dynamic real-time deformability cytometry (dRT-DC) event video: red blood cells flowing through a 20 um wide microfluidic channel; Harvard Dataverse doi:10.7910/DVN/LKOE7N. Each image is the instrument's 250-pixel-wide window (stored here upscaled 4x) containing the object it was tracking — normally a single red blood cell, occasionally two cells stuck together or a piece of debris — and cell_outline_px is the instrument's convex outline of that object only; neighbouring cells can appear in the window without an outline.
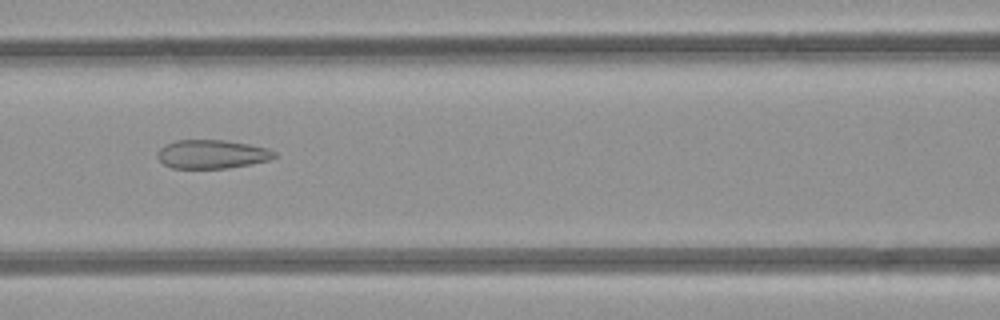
{"species": "common noctule bat (a hibernating species)", "species_latin": "Nyctalus noctula", "temperature_condition": "room temperature", "stored_images_in_passage": 6, "camera_frame_rate_fps": 3000, "um_per_image_px": 0.085, "animal": {"sex": "female", "body_mass_g": 21.9}, "frame": {"image": 1, "passage_image": 6, "time_ms": 6.667, "image_size_px": [1000, 320], "cell_outline_px": [[276, 156], [268, 160], [228, 168], [172, 168], [164, 164], [156, 156], [160, 148], [164, 144], [176, 140], [224, 140], [248, 144], [268, 148], [276, 152]], "centroid_in_image_um": [17.99, 13.1], "position_along_channel_um": 148.6, "area_um2": 19.48}}